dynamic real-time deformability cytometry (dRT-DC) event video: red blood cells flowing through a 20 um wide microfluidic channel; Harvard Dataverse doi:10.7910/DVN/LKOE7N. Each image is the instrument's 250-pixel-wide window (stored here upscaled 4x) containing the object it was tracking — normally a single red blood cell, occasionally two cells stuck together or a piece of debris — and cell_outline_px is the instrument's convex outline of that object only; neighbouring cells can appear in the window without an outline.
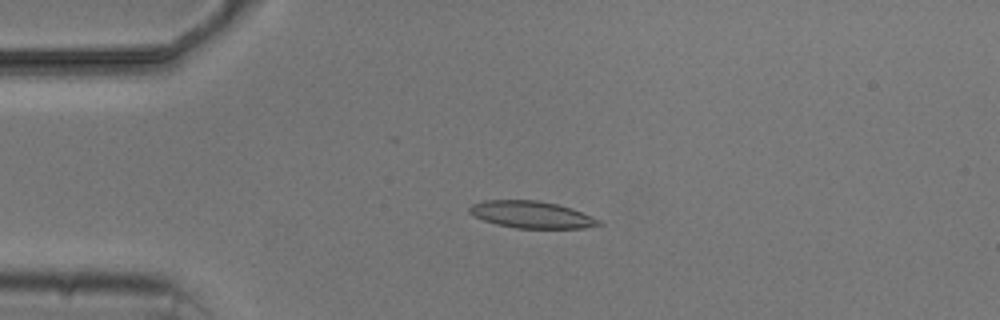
{"species": "common noctule bat (a hibernating species)", "species_latin": "Nyctalus noctula", "temperature_condition": "cold", "stored_images_in_passage": 4, "camera_frame_rate_fps": 3000, "um_per_image_px": 0.085, "animal": {"sex": "male", "body_mass_g": 20.5, "forearm_length_mm": 52.5}, "frame": {"image": 1, "passage_image": 3, "time_ms": 3.0, "image_size_px": [1000, 320], "cell_outline_px": [[604, 224], [584, 228], [516, 228], [496, 224], [472, 216], [468, 212], [468, 208], [472, 204], [484, 200], [536, 200], [556, 204], [572, 208], [600, 220]], "centroid_in_image_um": [45.15, 18.24], "position_along_channel_um": 39.8, "area_um2": 20.35}}